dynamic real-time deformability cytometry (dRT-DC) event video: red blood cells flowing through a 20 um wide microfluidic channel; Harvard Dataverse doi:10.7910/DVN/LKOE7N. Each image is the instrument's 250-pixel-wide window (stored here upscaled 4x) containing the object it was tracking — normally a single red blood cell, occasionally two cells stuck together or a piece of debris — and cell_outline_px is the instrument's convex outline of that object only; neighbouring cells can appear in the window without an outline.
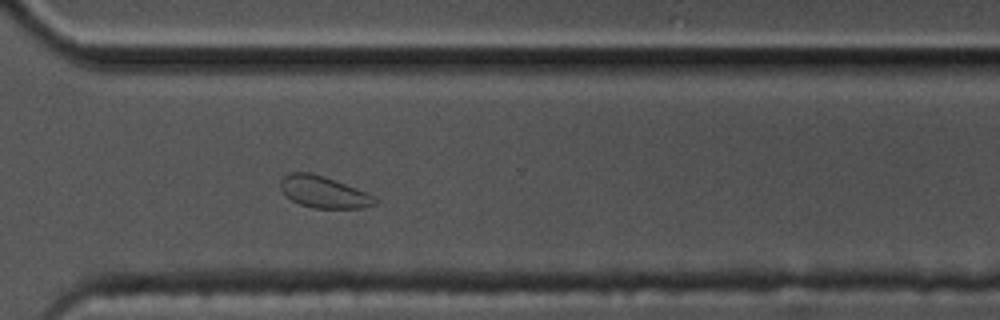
{"species": "common noctule bat (a hibernating species)", "species_latin": "Nyctalus noctula", "temperature_condition": "cold", "stored_images_in_passage": 45, "camera_frame_rate_fps": 3000, "um_per_image_px": 0.085, "animal": {"sex": "male", "body_mass_g": 17.5, "forearm_length_mm": 52.3}, "frame": {"image": 1, "passage_image": 39, "time_ms": 12.667, "image_size_px": [1000, 320], "cell_outline_px": [[376, 204], [364, 208], [312, 208], [300, 204], [292, 200], [280, 188], [280, 180], [284, 176], [292, 172], [312, 172], [324, 176], [368, 192], [376, 196]], "centroid_in_image_um": [27.54, 16.32], "position_along_channel_um": 343.1, "area_um2": 17.51}, "authors_computed_cell_mechanics": {"area_um2": 16.7042, "velocity_mm_per_s": 3.2918, "shape_relaxation_time_tau1_ms": null, "shape_relaxation_time_tau2_ms": 4.0644, "deformation_change_tau1": null, "deformation_change_tau2": 0.0638}}